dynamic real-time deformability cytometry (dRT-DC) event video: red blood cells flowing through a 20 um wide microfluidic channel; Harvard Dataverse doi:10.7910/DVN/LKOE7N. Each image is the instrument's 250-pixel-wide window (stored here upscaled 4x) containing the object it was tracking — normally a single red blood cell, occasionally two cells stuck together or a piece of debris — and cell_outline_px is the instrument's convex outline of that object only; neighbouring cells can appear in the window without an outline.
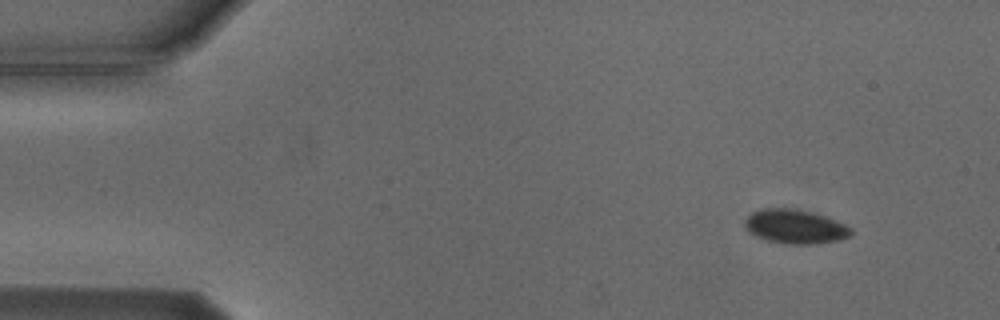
{"species": "Egyptian fruit bat (a non-hibernating species)", "species_latin": "Rousettus aegyptiacus", "temperature_condition": "cold", "stored_images_in_passage": 5, "camera_frame_rate_fps": 3000, "um_per_image_px": 0.085, "animal": {"sex": "male"}, "frame": {"image": 1, "passage_image": 1, "time_ms": 0.0, "image_size_px": [1000, 320], "cell_outline_px": [[852, 232], [848, 236], [840, 240], [816, 244], [784, 244], [764, 240], [748, 232], [744, 224], [744, 220], [752, 212], [764, 208], [796, 208], [812, 212], [824, 216], [844, 224], [852, 228]], "centroid_in_image_um": [67.55, 19.27], "position_along_channel_um": 17.4, "area_um2": 21.27}}